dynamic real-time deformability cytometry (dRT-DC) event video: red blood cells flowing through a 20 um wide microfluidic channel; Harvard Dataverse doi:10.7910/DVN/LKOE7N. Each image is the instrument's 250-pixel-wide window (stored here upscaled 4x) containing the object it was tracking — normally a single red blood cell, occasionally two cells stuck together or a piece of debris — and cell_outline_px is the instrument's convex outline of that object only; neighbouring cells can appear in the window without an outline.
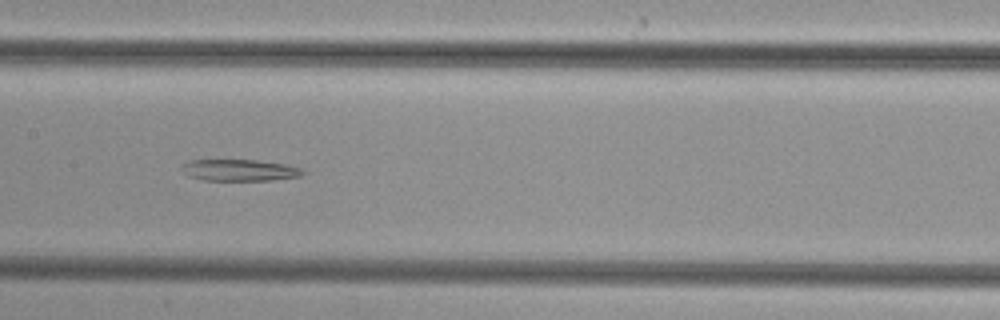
{"species": "common noctule bat (a hibernating species)", "species_latin": "Nyctalus noctula", "temperature_condition": "cold", "stored_images_in_passage": 49, "segment_of_instrument_passage": [2, 2], "camera_frame_rate_fps": 3000, "um_per_image_px": 0.085, "animal": {"sex": "female", "body_mass_g": 29.2, "forearm_length_mm": 56.3}, "frame": {"image": 1, "passage_image": 24, "time_ms": 7.667, "image_size_px": [1000, 320], "cell_outline_px": [[304, 172], [300, 176], [272, 180], [200, 180], [188, 176], [180, 168], [180, 164], [188, 160], [256, 160], [284, 164], [300, 168]], "centroid_in_image_um": [20.27, 14.46], "position_along_channel_um": 187.1, "area_um2": 15.2}}
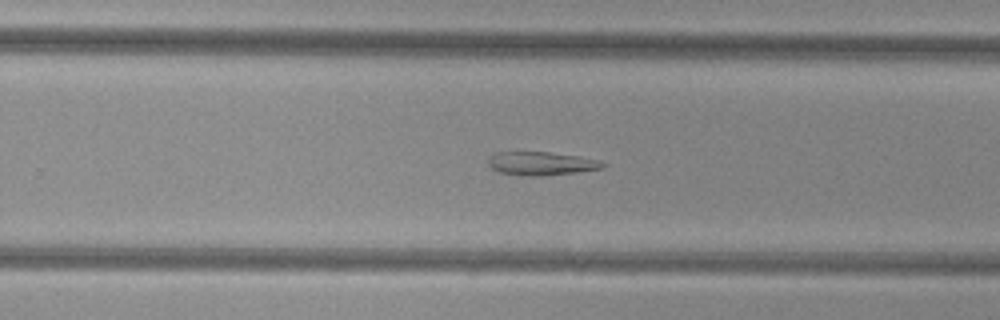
{"frame": {"image": 2, "passage_image": 31, "time_ms": 10.0, "image_size_px": [1000, 320], "cell_outline_px": [[608, 164], [600, 168], [576, 172], [540, 176], [528, 176], [500, 172], [492, 168], [488, 164], [488, 160], [496, 152], [548, 152], [580, 156], [596, 160]], "centroid_in_image_um": [46.0, 13.89], "position_along_channel_um": 283.8, "area_um2": 15.37}}
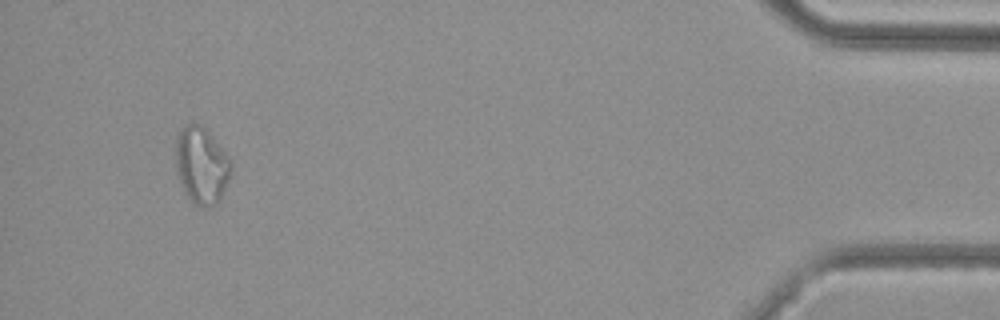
{"frame": {"image": 3, "passage_image": 46, "time_ms": 15.0, "image_size_px": [1000, 320], "cell_outline_px": [[232, 172], [220, 200], [212, 208], [200, 208], [184, 192], [176, 172], [176, 136], [180, 128], [188, 124], [200, 124], [208, 132], [232, 160]], "centroid_in_image_um": [17.14, 14.09], "position_along_channel_um": 418.1, "area_um2": 25.03}}